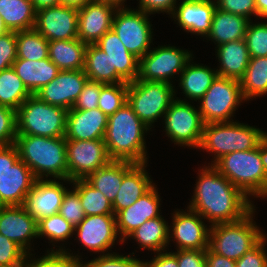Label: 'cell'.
Returning a JSON list of instances; mask_svg holds the SVG:
<instances>
[{
  "label": "cell",
  "instance_id": "cell-39",
  "mask_svg": "<svg viewBox=\"0 0 267 267\" xmlns=\"http://www.w3.org/2000/svg\"><path fill=\"white\" fill-rule=\"evenodd\" d=\"M17 59L40 61L49 57V41L35 29L16 32Z\"/></svg>",
  "mask_w": 267,
  "mask_h": 267
},
{
  "label": "cell",
  "instance_id": "cell-24",
  "mask_svg": "<svg viewBox=\"0 0 267 267\" xmlns=\"http://www.w3.org/2000/svg\"><path fill=\"white\" fill-rule=\"evenodd\" d=\"M108 116L99 108L70 109L67 113L66 140L104 139Z\"/></svg>",
  "mask_w": 267,
  "mask_h": 267
},
{
  "label": "cell",
  "instance_id": "cell-50",
  "mask_svg": "<svg viewBox=\"0 0 267 267\" xmlns=\"http://www.w3.org/2000/svg\"><path fill=\"white\" fill-rule=\"evenodd\" d=\"M216 8L235 15L244 16L251 21V16L257 19L255 0H215Z\"/></svg>",
  "mask_w": 267,
  "mask_h": 267
},
{
  "label": "cell",
  "instance_id": "cell-13",
  "mask_svg": "<svg viewBox=\"0 0 267 267\" xmlns=\"http://www.w3.org/2000/svg\"><path fill=\"white\" fill-rule=\"evenodd\" d=\"M66 156L71 181L86 179L111 161L104 139L66 140Z\"/></svg>",
  "mask_w": 267,
  "mask_h": 267
},
{
  "label": "cell",
  "instance_id": "cell-6",
  "mask_svg": "<svg viewBox=\"0 0 267 267\" xmlns=\"http://www.w3.org/2000/svg\"><path fill=\"white\" fill-rule=\"evenodd\" d=\"M255 212L254 207L241 220L212 225L209 248L226 258L235 261L240 259L266 235L253 220Z\"/></svg>",
  "mask_w": 267,
  "mask_h": 267
},
{
  "label": "cell",
  "instance_id": "cell-26",
  "mask_svg": "<svg viewBox=\"0 0 267 267\" xmlns=\"http://www.w3.org/2000/svg\"><path fill=\"white\" fill-rule=\"evenodd\" d=\"M147 163L135 164L122 179L117 196L112 202L114 214L129 207L141 196L147 193L156 183H153L147 171Z\"/></svg>",
  "mask_w": 267,
  "mask_h": 267
},
{
  "label": "cell",
  "instance_id": "cell-2",
  "mask_svg": "<svg viewBox=\"0 0 267 267\" xmlns=\"http://www.w3.org/2000/svg\"><path fill=\"white\" fill-rule=\"evenodd\" d=\"M148 131L152 130L139 119L128 102H125L108 117L104 142L110 159L134 164L147 163L145 136Z\"/></svg>",
  "mask_w": 267,
  "mask_h": 267
},
{
  "label": "cell",
  "instance_id": "cell-37",
  "mask_svg": "<svg viewBox=\"0 0 267 267\" xmlns=\"http://www.w3.org/2000/svg\"><path fill=\"white\" fill-rule=\"evenodd\" d=\"M71 187L79 194L86 216L114 214L112 202L86 179L72 181Z\"/></svg>",
  "mask_w": 267,
  "mask_h": 267
},
{
  "label": "cell",
  "instance_id": "cell-8",
  "mask_svg": "<svg viewBox=\"0 0 267 267\" xmlns=\"http://www.w3.org/2000/svg\"><path fill=\"white\" fill-rule=\"evenodd\" d=\"M177 90L167 82L135 80L128 85L127 102L151 130L170 107Z\"/></svg>",
  "mask_w": 267,
  "mask_h": 267
},
{
  "label": "cell",
  "instance_id": "cell-31",
  "mask_svg": "<svg viewBox=\"0 0 267 267\" xmlns=\"http://www.w3.org/2000/svg\"><path fill=\"white\" fill-rule=\"evenodd\" d=\"M127 239L135 240L141 248L140 250L153 251L158 253L167 250L169 247V225L164 217L159 216L145 221L135 231H133Z\"/></svg>",
  "mask_w": 267,
  "mask_h": 267
},
{
  "label": "cell",
  "instance_id": "cell-41",
  "mask_svg": "<svg viewBox=\"0 0 267 267\" xmlns=\"http://www.w3.org/2000/svg\"><path fill=\"white\" fill-rule=\"evenodd\" d=\"M68 250L70 249L66 248L64 252L46 251L40 258L35 257L33 253L28 254V267H82L83 257L81 258L79 251L73 254Z\"/></svg>",
  "mask_w": 267,
  "mask_h": 267
},
{
  "label": "cell",
  "instance_id": "cell-25",
  "mask_svg": "<svg viewBox=\"0 0 267 267\" xmlns=\"http://www.w3.org/2000/svg\"><path fill=\"white\" fill-rule=\"evenodd\" d=\"M37 178L31 169L18 160L0 176V197L6 206L24 205Z\"/></svg>",
  "mask_w": 267,
  "mask_h": 267
},
{
  "label": "cell",
  "instance_id": "cell-19",
  "mask_svg": "<svg viewBox=\"0 0 267 267\" xmlns=\"http://www.w3.org/2000/svg\"><path fill=\"white\" fill-rule=\"evenodd\" d=\"M0 234L31 254L34 252L31 244L38 238L37 221L24 205L6 206L0 210Z\"/></svg>",
  "mask_w": 267,
  "mask_h": 267
},
{
  "label": "cell",
  "instance_id": "cell-56",
  "mask_svg": "<svg viewBox=\"0 0 267 267\" xmlns=\"http://www.w3.org/2000/svg\"><path fill=\"white\" fill-rule=\"evenodd\" d=\"M206 267H236V261L214 253L209 247L205 253Z\"/></svg>",
  "mask_w": 267,
  "mask_h": 267
},
{
  "label": "cell",
  "instance_id": "cell-58",
  "mask_svg": "<svg viewBox=\"0 0 267 267\" xmlns=\"http://www.w3.org/2000/svg\"><path fill=\"white\" fill-rule=\"evenodd\" d=\"M257 10V20L267 21V0H255ZM259 18V19H258Z\"/></svg>",
  "mask_w": 267,
  "mask_h": 267
},
{
  "label": "cell",
  "instance_id": "cell-1",
  "mask_svg": "<svg viewBox=\"0 0 267 267\" xmlns=\"http://www.w3.org/2000/svg\"><path fill=\"white\" fill-rule=\"evenodd\" d=\"M197 174L196 186L187 208L199 213L211 226L241 220L254 208L252 199L246 197L213 165L200 167Z\"/></svg>",
  "mask_w": 267,
  "mask_h": 267
},
{
  "label": "cell",
  "instance_id": "cell-53",
  "mask_svg": "<svg viewBox=\"0 0 267 267\" xmlns=\"http://www.w3.org/2000/svg\"><path fill=\"white\" fill-rule=\"evenodd\" d=\"M177 2V0H139L137 9L146 12L150 16L154 13L164 14V12L171 15Z\"/></svg>",
  "mask_w": 267,
  "mask_h": 267
},
{
  "label": "cell",
  "instance_id": "cell-64",
  "mask_svg": "<svg viewBox=\"0 0 267 267\" xmlns=\"http://www.w3.org/2000/svg\"><path fill=\"white\" fill-rule=\"evenodd\" d=\"M4 207H6V205L3 203V201H2V199H1V197H0V210H1L2 208H4Z\"/></svg>",
  "mask_w": 267,
  "mask_h": 267
},
{
  "label": "cell",
  "instance_id": "cell-16",
  "mask_svg": "<svg viewBox=\"0 0 267 267\" xmlns=\"http://www.w3.org/2000/svg\"><path fill=\"white\" fill-rule=\"evenodd\" d=\"M34 29L48 41L77 39L78 9L65 5L40 9Z\"/></svg>",
  "mask_w": 267,
  "mask_h": 267
},
{
  "label": "cell",
  "instance_id": "cell-49",
  "mask_svg": "<svg viewBox=\"0 0 267 267\" xmlns=\"http://www.w3.org/2000/svg\"><path fill=\"white\" fill-rule=\"evenodd\" d=\"M266 243L267 234L236 261V267H267Z\"/></svg>",
  "mask_w": 267,
  "mask_h": 267
},
{
  "label": "cell",
  "instance_id": "cell-43",
  "mask_svg": "<svg viewBox=\"0 0 267 267\" xmlns=\"http://www.w3.org/2000/svg\"><path fill=\"white\" fill-rule=\"evenodd\" d=\"M252 21L253 18L247 25L244 38L250 58L267 57V22Z\"/></svg>",
  "mask_w": 267,
  "mask_h": 267
},
{
  "label": "cell",
  "instance_id": "cell-42",
  "mask_svg": "<svg viewBox=\"0 0 267 267\" xmlns=\"http://www.w3.org/2000/svg\"><path fill=\"white\" fill-rule=\"evenodd\" d=\"M129 83L104 84L101 87L98 108L108 117L127 102Z\"/></svg>",
  "mask_w": 267,
  "mask_h": 267
},
{
  "label": "cell",
  "instance_id": "cell-48",
  "mask_svg": "<svg viewBox=\"0 0 267 267\" xmlns=\"http://www.w3.org/2000/svg\"><path fill=\"white\" fill-rule=\"evenodd\" d=\"M27 255L18 244L0 234V267L15 265Z\"/></svg>",
  "mask_w": 267,
  "mask_h": 267
},
{
  "label": "cell",
  "instance_id": "cell-35",
  "mask_svg": "<svg viewBox=\"0 0 267 267\" xmlns=\"http://www.w3.org/2000/svg\"><path fill=\"white\" fill-rule=\"evenodd\" d=\"M239 83L246 102L267 95V57L250 58Z\"/></svg>",
  "mask_w": 267,
  "mask_h": 267
},
{
  "label": "cell",
  "instance_id": "cell-5",
  "mask_svg": "<svg viewBox=\"0 0 267 267\" xmlns=\"http://www.w3.org/2000/svg\"><path fill=\"white\" fill-rule=\"evenodd\" d=\"M213 166L250 199H267V175L260 157V144L247 151L222 156Z\"/></svg>",
  "mask_w": 267,
  "mask_h": 267
},
{
  "label": "cell",
  "instance_id": "cell-33",
  "mask_svg": "<svg viewBox=\"0 0 267 267\" xmlns=\"http://www.w3.org/2000/svg\"><path fill=\"white\" fill-rule=\"evenodd\" d=\"M87 44L79 38L49 41V59L61 70H84Z\"/></svg>",
  "mask_w": 267,
  "mask_h": 267
},
{
  "label": "cell",
  "instance_id": "cell-36",
  "mask_svg": "<svg viewBox=\"0 0 267 267\" xmlns=\"http://www.w3.org/2000/svg\"><path fill=\"white\" fill-rule=\"evenodd\" d=\"M37 228L38 238L46 237L49 241L48 243H52L53 247L51 250L48 248L47 252H64L66 248L64 243L74 235V226L59 213L39 220L37 222ZM60 242L64 243L61 245ZM58 243H60V246ZM55 244H58V246L56 245L58 248L55 247Z\"/></svg>",
  "mask_w": 267,
  "mask_h": 267
},
{
  "label": "cell",
  "instance_id": "cell-29",
  "mask_svg": "<svg viewBox=\"0 0 267 267\" xmlns=\"http://www.w3.org/2000/svg\"><path fill=\"white\" fill-rule=\"evenodd\" d=\"M12 68L32 95L56 78L61 71L49 57L40 61L16 59Z\"/></svg>",
  "mask_w": 267,
  "mask_h": 267
},
{
  "label": "cell",
  "instance_id": "cell-59",
  "mask_svg": "<svg viewBox=\"0 0 267 267\" xmlns=\"http://www.w3.org/2000/svg\"><path fill=\"white\" fill-rule=\"evenodd\" d=\"M260 157L262 160V164L267 175V136L260 143Z\"/></svg>",
  "mask_w": 267,
  "mask_h": 267
},
{
  "label": "cell",
  "instance_id": "cell-14",
  "mask_svg": "<svg viewBox=\"0 0 267 267\" xmlns=\"http://www.w3.org/2000/svg\"><path fill=\"white\" fill-rule=\"evenodd\" d=\"M171 214L168 245L174 242L176 250H206L209 247L211 225L206 224L199 213L187 208L185 211L177 209Z\"/></svg>",
  "mask_w": 267,
  "mask_h": 267
},
{
  "label": "cell",
  "instance_id": "cell-44",
  "mask_svg": "<svg viewBox=\"0 0 267 267\" xmlns=\"http://www.w3.org/2000/svg\"><path fill=\"white\" fill-rule=\"evenodd\" d=\"M132 252L129 255L119 253H111L106 255H98L88 262L83 261L82 267H143V261L134 256ZM139 259V260H138Z\"/></svg>",
  "mask_w": 267,
  "mask_h": 267
},
{
  "label": "cell",
  "instance_id": "cell-51",
  "mask_svg": "<svg viewBox=\"0 0 267 267\" xmlns=\"http://www.w3.org/2000/svg\"><path fill=\"white\" fill-rule=\"evenodd\" d=\"M16 59V32L8 31L0 36V72L12 67Z\"/></svg>",
  "mask_w": 267,
  "mask_h": 267
},
{
  "label": "cell",
  "instance_id": "cell-11",
  "mask_svg": "<svg viewBox=\"0 0 267 267\" xmlns=\"http://www.w3.org/2000/svg\"><path fill=\"white\" fill-rule=\"evenodd\" d=\"M149 17V14L142 10L126 6L118 7L113 17L112 30L127 51L138 59L152 48L154 29Z\"/></svg>",
  "mask_w": 267,
  "mask_h": 267
},
{
  "label": "cell",
  "instance_id": "cell-32",
  "mask_svg": "<svg viewBox=\"0 0 267 267\" xmlns=\"http://www.w3.org/2000/svg\"><path fill=\"white\" fill-rule=\"evenodd\" d=\"M134 165L127 161L111 160L105 166L91 173L86 180L113 202L122 184L123 176Z\"/></svg>",
  "mask_w": 267,
  "mask_h": 267
},
{
  "label": "cell",
  "instance_id": "cell-47",
  "mask_svg": "<svg viewBox=\"0 0 267 267\" xmlns=\"http://www.w3.org/2000/svg\"><path fill=\"white\" fill-rule=\"evenodd\" d=\"M103 85L104 83L88 79L71 109L89 110L98 108L101 87Z\"/></svg>",
  "mask_w": 267,
  "mask_h": 267
},
{
  "label": "cell",
  "instance_id": "cell-21",
  "mask_svg": "<svg viewBox=\"0 0 267 267\" xmlns=\"http://www.w3.org/2000/svg\"><path fill=\"white\" fill-rule=\"evenodd\" d=\"M215 0H182L177 3L170 18L187 33L203 37L211 31Z\"/></svg>",
  "mask_w": 267,
  "mask_h": 267
},
{
  "label": "cell",
  "instance_id": "cell-20",
  "mask_svg": "<svg viewBox=\"0 0 267 267\" xmlns=\"http://www.w3.org/2000/svg\"><path fill=\"white\" fill-rule=\"evenodd\" d=\"M161 199L157 185H154L135 203L115 215L116 229L122 242L145 221L162 216Z\"/></svg>",
  "mask_w": 267,
  "mask_h": 267
},
{
  "label": "cell",
  "instance_id": "cell-61",
  "mask_svg": "<svg viewBox=\"0 0 267 267\" xmlns=\"http://www.w3.org/2000/svg\"><path fill=\"white\" fill-rule=\"evenodd\" d=\"M92 1H99V2H106L110 4H114L117 7H125L126 0H92Z\"/></svg>",
  "mask_w": 267,
  "mask_h": 267
},
{
  "label": "cell",
  "instance_id": "cell-45",
  "mask_svg": "<svg viewBox=\"0 0 267 267\" xmlns=\"http://www.w3.org/2000/svg\"><path fill=\"white\" fill-rule=\"evenodd\" d=\"M58 213L74 227L78 226L85 218L86 215L79 194L73 188L70 187L66 191Z\"/></svg>",
  "mask_w": 267,
  "mask_h": 267
},
{
  "label": "cell",
  "instance_id": "cell-23",
  "mask_svg": "<svg viewBox=\"0 0 267 267\" xmlns=\"http://www.w3.org/2000/svg\"><path fill=\"white\" fill-rule=\"evenodd\" d=\"M117 8L114 4L91 1L78 9V38L87 45L95 44L112 29Z\"/></svg>",
  "mask_w": 267,
  "mask_h": 267
},
{
  "label": "cell",
  "instance_id": "cell-7",
  "mask_svg": "<svg viewBox=\"0 0 267 267\" xmlns=\"http://www.w3.org/2000/svg\"><path fill=\"white\" fill-rule=\"evenodd\" d=\"M68 110L31 95L16 110L17 134L64 137Z\"/></svg>",
  "mask_w": 267,
  "mask_h": 267
},
{
  "label": "cell",
  "instance_id": "cell-38",
  "mask_svg": "<svg viewBox=\"0 0 267 267\" xmlns=\"http://www.w3.org/2000/svg\"><path fill=\"white\" fill-rule=\"evenodd\" d=\"M31 95L12 67L0 72V105L16 111Z\"/></svg>",
  "mask_w": 267,
  "mask_h": 267
},
{
  "label": "cell",
  "instance_id": "cell-10",
  "mask_svg": "<svg viewBox=\"0 0 267 267\" xmlns=\"http://www.w3.org/2000/svg\"><path fill=\"white\" fill-rule=\"evenodd\" d=\"M190 103L175 97L163 115L162 124L172 143L197 149L201 144L204 122L198 107Z\"/></svg>",
  "mask_w": 267,
  "mask_h": 267
},
{
  "label": "cell",
  "instance_id": "cell-46",
  "mask_svg": "<svg viewBox=\"0 0 267 267\" xmlns=\"http://www.w3.org/2000/svg\"><path fill=\"white\" fill-rule=\"evenodd\" d=\"M17 136L16 111L0 105V146L15 143Z\"/></svg>",
  "mask_w": 267,
  "mask_h": 267
},
{
  "label": "cell",
  "instance_id": "cell-30",
  "mask_svg": "<svg viewBox=\"0 0 267 267\" xmlns=\"http://www.w3.org/2000/svg\"><path fill=\"white\" fill-rule=\"evenodd\" d=\"M249 21L244 16L216 8L212 17L211 31L205 39L214 42L216 47L226 42L242 40L245 38Z\"/></svg>",
  "mask_w": 267,
  "mask_h": 267
},
{
  "label": "cell",
  "instance_id": "cell-57",
  "mask_svg": "<svg viewBox=\"0 0 267 267\" xmlns=\"http://www.w3.org/2000/svg\"><path fill=\"white\" fill-rule=\"evenodd\" d=\"M31 2L33 3V6L36 11L47 7H54L61 5L60 0H31Z\"/></svg>",
  "mask_w": 267,
  "mask_h": 267
},
{
  "label": "cell",
  "instance_id": "cell-62",
  "mask_svg": "<svg viewBox=\"0 0 267 267\" xmlns=\"http://www.w3.org/2000/svg\"><path fill=\"white\" fill-rule=\"evenodd\" d=\"M5 267H28V255H27V257L23 261L15 264V265L5 266Z\"/></svg>",
  "mask_w": 267,
  "mask_h": 267
},
{
  "label": "cell",
  "instance_id": "cell-54",
  "mask_svg": "<svg viewBox=\"0 0 267 267\" xmlns=\"http://www.w3.org/2000/svg\"><path fill=\"white\" fill-rule=\"evenodd\" d=\"M143 267H178V261L173 251H161L154 253L149 261H143Z\"/></svg>",
  "mask_w": 267,
  "mask_h": 267
},
{
  "label": "cell",
  "instance_id": "cell-60",
  "mask_svg": "<svg viewBox=\"0 0 267 267\" xmlns=\"http://www.w3.org/2000/svg\"><path fill=\"white\" fill-rule=\"evenodd\" d=\"M60 1H61V5L80 9L84 5H86L88 2H91L92 0H60Z\"/></svg>",
  "mask_w": 267,
  "mask_h": 267
},
{
  "label": "cell",
  "instance_id": "cell-28",
  "mask_svg": "<svg viewBox=\"0 0 267 267\" xmlns=\"http://www.w3.org/2000/svg\"><path fill=\"white\" fill-rule=\"evenodd\" d=\"M194 57L186 64L185 69L179 75V87L184 94V101H199L210 88L213 80L217 77L215 68L193 62ZM191 99V100H190Z\"/></svg>",
  "mask_w": 267,
  "mask_h": 267
},
{
  "label": "cell",
  "instance_id": "cell-15",
  "mask_svg": "<svg viewBox=\"0 0 267 267\" xmlns=\"http://www.w3.org/2000/svg\"><path fill=\"white\" fill-rule=\"evenodd\" d=\"M74 235L81 246L100 255L114 253L111 248L114 247L115 241L117 244L118 241L121 245L124 244L116 229L115 214L85 216L80 224L74 227Z\"/></svg>",
  "mask_w": 267,
  "mask_h": 267
},
{
  "label": "cell",
  "instance_id": "cell-12",
  "mask_svg": "<svg viewBox=\"0 0 267 267\" xmlns=\"http://www.w3.org/2000/svg\"><path fill=\"white\" fill-rule=\"evenodd\" d=\"M189 50L177 48L174 45H161L151 49L139 59L138 76L136 80L167 82L172 84L175 75L179 77L186 64L192 59Z\"/></svg>",
  "mask_w": 267,
  "mask_h": 267
},
{
  "label": "cell",
  "instance_id": "cell-63",
  "mask_svg": "<svg viewBox=\"0 0 267 267\" xmlns=\"http://www.w3.org/2000/svg\"><path fill=\"white\" fill-rule=\"evenodd\" d=\"M8 32V29L6 28V26L4 25V22H3V19H2V16L0 14V36L7 33Z\"/></svg>",
  "mask_w": 267,
  "mask_h": 267
},
{
  "label": "cell",
  "instance_id": "cell-34",
  "mask_svg": "<svg viewBox=\"0 0 267 267\" xmlns=\"http://www.w3.org/2000/svg\"><path fill=\"white\" fill-rule=\"evenodd\" d=\"M0 14L8 31L34 29L36 10L31 0H0Z\"/></svg>",
  "mask_w": 267,
  "mask_h": 267
},
{
  "label": "cell",
  "instance_id": "cell-18",
  "mask_svg": "<svg viewBox=\"0 0 267 267\" xmlns=\"http://www.w3.org/2000/svg\"><path fill=\"white\" fill-rule=\"evenodd\" d=\"M88 80L84 70L60 71L36 94L41 101L70 110Z\"/></svg>",
  "mask_w": 267,
  "mask_h": 267
},
{
  "label": "cell",
  "instance_id": "cell-40",
  "mask_svg": "<svg viewBox=\"0 0 267 267\" xmlns=\"http://www.w3.org/2000/svg\"><path fill=\"white\" fill-rule=\"evenodd\" d=\"M84 72L89 80L111 84V60L96 44H88Z\"/></svg>",
  "mask_w": 267,
  "mask_h": 267
},
{
  "label": "cell",
  "instance_id": "cell-3",
  "mask_svg": "<svg viewBox=\"0 0 267 267\" xmlns=\"http://www.w3.org/2000/svg\"><path fill=\"white\" fill-rule=\"evenodd\" d=\"M14 145L37 179H68L65 136L17 134Z\"/></svg>",
  "mask_w": 267,
  "mask_h": 267
},
{
  "label": "cell",
  "instance_id": "cell-55",
  "mask_svg": "<svg viewBox=\"0 0 267 267\" xmlns=\"http://www.w3.org/2000/svg\"><path fill=\"white\" fill-rule=\"evenodd\" d=\"M19 159V153L14 144L0 146V176Z\"/></svg>",
  "mask_w": 267,
  "mask_h": 267
},
{
  "label": "cell",
  "instance_id": "cell-4",
  "mask_svg": "<svg viewBox=\"0 0 267 267\" xmlns=\"http://www.w3.org/2000/svg\"><path fill=\"white\" fill-rule=\"evenodd\" d=\"M267 132L257 127L232 122L208 123L204 124L201 144L198 149L204 150L214 156L213 161L208 165H213L222 156L235 152L247 151L257 148Z\"/></svg>",
  "mask_w": 267,
  "mask_h": 267
},
{
  "label": "cell",
  "instance_id": "cell-9",
  "mask_svg": "<svg viewBox=\"0 0 267 267\" xmlns=\"http://www.w3.org/2000/svg\"><path fill=\"white\" fill-rule=\"evenodd\" d=\"M198 102L202 120L208 124L234 121L235 111L246 101L238 80L217 75Z\"/></svg>",
  "mask_w": 267,
  "mask_h": 267
},
{
  "label": "cell",
  "instance_id": "cell-22",
  "mask_svg": "<svg viewBox=\"0 0 267 267\" xmlns=\"http://www.w3.org/2000/svg\"><path fill=\"white\" fill-rule=\"evenodd\" d=\"M95 44L111 60V84L131 83L137 79L139 59L127 51L112 29Z\"/></svg>",
  "mask_w": 267,
  "mask_h": 267
},
{
  "label": "cell",
  "instance_id": "cell-17",
  "mask_svg": "<svg viewBox=\"0 0 267 267\" xmlns=\"http://www.w3.org/2000/svg\"><path fill=\"white\" fill-rule=\"evenodd\" d=\"M64 182L68 179H37L25 201V208L38 222L42 218L57 214L62 199L68 190Z\"/></svg>",
  "mask_w": 267,
  "mask_h": 267
},
{
  "label": "cell",
  "instance_id": "cell-52",
  "mask_svg": "<svg viewBox=\"0 0 267 267\" xmlns=\"http://www.w3.org/2000/svg\"><path fill=\"white\" fill-rule=\"evenodd\" d=\"M178 261V267H206V250H177L173 252Z\"/></svg>",
  "mask_w": 267,
  "mask_h": 267
},
{
  "label": "cell",
  "instance_id": "cell-27",
  "mask_svg": "<svg viewBox=\"0 0 267 267\" xmlns=\"http://www.w3.org/2000/svg\"><path fill=\"white\" fill-rule=\"evenodd\" d=\"M217 48V49H216ZM218 76L240 80L247 69L250 55L244 39L230 41L215 47Z\"/></svg>",
  "mask_w": 267,
  "mask_h": 267
}]
</instances>
